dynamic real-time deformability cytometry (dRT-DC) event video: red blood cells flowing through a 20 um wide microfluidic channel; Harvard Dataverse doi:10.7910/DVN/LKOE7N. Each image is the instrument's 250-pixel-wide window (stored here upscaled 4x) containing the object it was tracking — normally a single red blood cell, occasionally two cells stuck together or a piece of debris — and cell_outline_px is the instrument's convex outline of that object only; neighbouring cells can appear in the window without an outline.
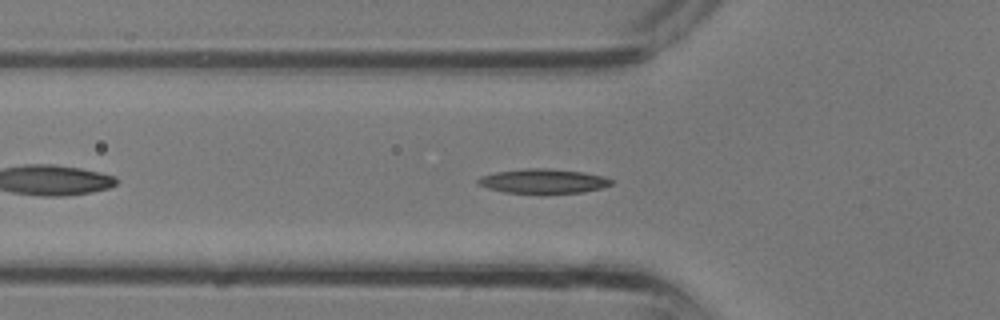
{"species": "common noctule bat (a hibernating species)", "species_latin": "Nyctalus noctula", "temperature_condition": "room temperature", "stored_images_in_passage": 6, "camera_frame_rate_fps": 3000, "um_per_image_px": 0.085, "animal": {"sex": "male", "body_mass_g": 13.3}, "frame": {"image": 1, "passage_image": 5, "time_ms": 1.333, "image_size_px": [1000, 320], "cell_outline_px": [[616, 180], [612, 184], [600, 188], [584, 192], [504, 192], [488, 188], [476, 184], [476, 180], [480, 176], [496, 172], [524, 168], [548, 168], [584, 172], [604, 176]], "centroid_in_image_um": [46.18, 15.37], "position_along_channel_um": 79.6, "area_um2": 18.84}}